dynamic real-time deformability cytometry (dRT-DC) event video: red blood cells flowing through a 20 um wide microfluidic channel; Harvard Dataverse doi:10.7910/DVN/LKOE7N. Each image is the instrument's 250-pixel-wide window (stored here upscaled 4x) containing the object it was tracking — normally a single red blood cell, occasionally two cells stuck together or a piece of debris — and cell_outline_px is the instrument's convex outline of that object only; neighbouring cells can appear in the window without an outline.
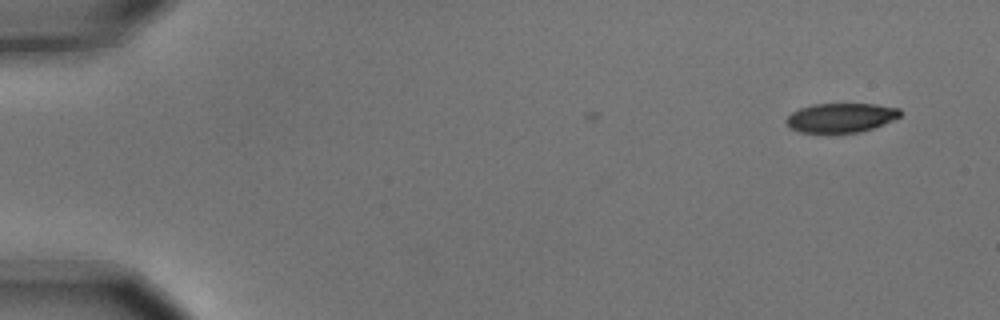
{"species": "common noctule bat (a hibernating species)", "species_latin": "Nyctalus noctula", "temperature_condition": "cold", "stored_images_in_passage": 5, "camera_frame_rate_fps": 3000, "um_per_image_px": 0.085, "animal": {"sex": "male", "body_mass_g": 15.6}, "frame": {"image": 1, "passage_image": 1, "time_ms": 0.0, "image_size_px": [1000, 320], "cell_outline_px": [[900, 116], [892, 120], [872, 128], [860, 132], [800, 132], [792, 128], [784, 120], [792, 112], [800, 108], [812, 104], [876, 104], [900, 108]], "centroid_in_image_um": [71.47, 9.99], "position_along_channel_um": 13.5, "area_um2": 19.19}}
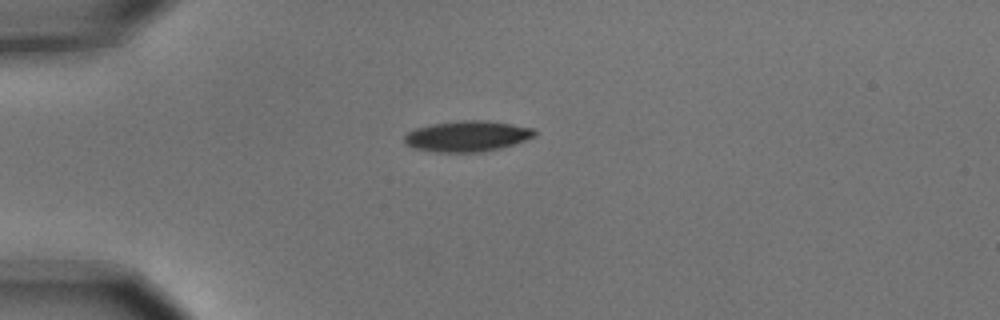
{"frame": {"image": 2, "passage_image": 4, "time_ms": 1.0, "image_size_px": [1000, 320], "cell_outline_px": [[536, 136], [516, 144], [500, 148], [480, 152], [436, 152], [412, 148], [404, 140], [404, 136], [408, 132], [416, 128], [432, 124], [464, 120], [488, 120], [536, 128]], "centroid_in_image_um": [39.77, 11.57], "position_along_channel_um": 45.2, "area_um2": 23.47}}